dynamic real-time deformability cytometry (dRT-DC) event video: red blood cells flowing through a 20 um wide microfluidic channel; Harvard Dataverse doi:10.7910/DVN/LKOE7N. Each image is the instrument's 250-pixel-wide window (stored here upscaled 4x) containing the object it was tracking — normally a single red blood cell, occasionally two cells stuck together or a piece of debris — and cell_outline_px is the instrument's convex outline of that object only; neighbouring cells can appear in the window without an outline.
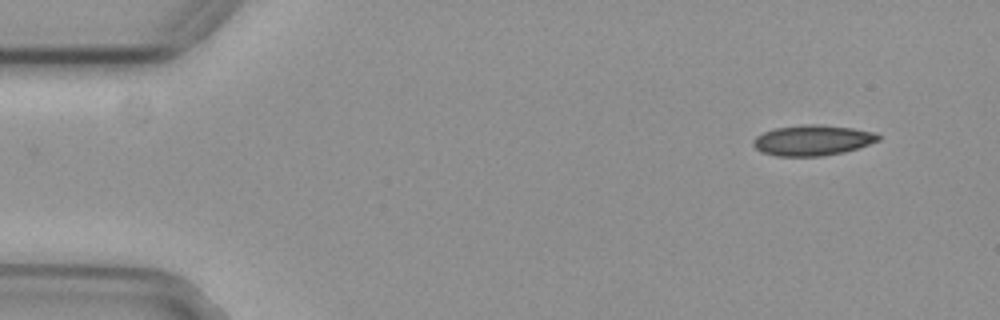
{"species": "common noctule bat (a hibernating species)", "species_latin": "Nyctalus noctula", "temperature_condition": "cold", "stored_images_in_passage": 50, "camera_frame_rate_fps": 3000, "um_per_image_px": 0.085, "animal": {"sex": "female", "body_mass_g": 29.2, "forearm_length_mm": 56.3}, "frame": {"image": 1, "passage_image": 1, "time_ms": 0.0, "image_size_px": [1000, 320], "cell_outline_px": [[880, 140], [844, 152], [820, 156], [776, 156], [760, 152], [752, 144], [752, 140], [756, 136], [764, 132], [776, 128], [804, 124], [820, 124], [852, 128], [876, 132], [880, 136]], "centroid_in_image_um": [69.04, 11.92], "position_along_channel_um": 16.0, "area_um2": 22.25}}
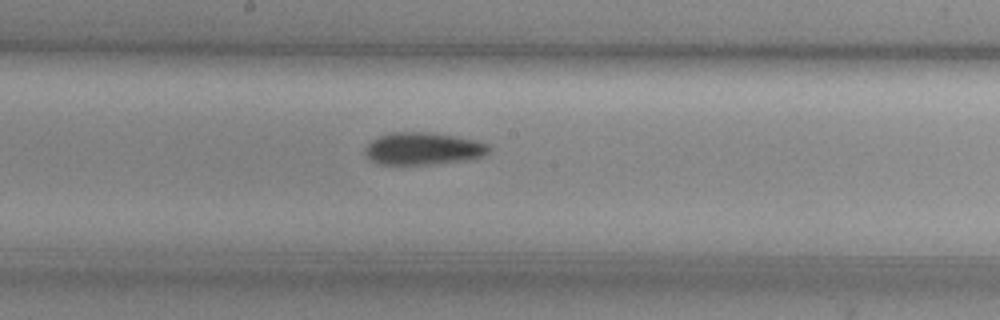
{"frame": {"image": 2, "passage_image": 25, "time_ms": 8.0, "image_size_px": [1000, 320], "cell_outline_px": [[488, 152], [480, 156], [468, 160], [432, 164], [376, 164], [368, 160], [364, 156], [364, 148], [372, 140], [388, 132], [432, 132], [456, 136], [488, 144]], "centroid_in_image_um": [35.87, 12.63], "position_along_channel_um": 212.3, "area_um2": 23.41}}
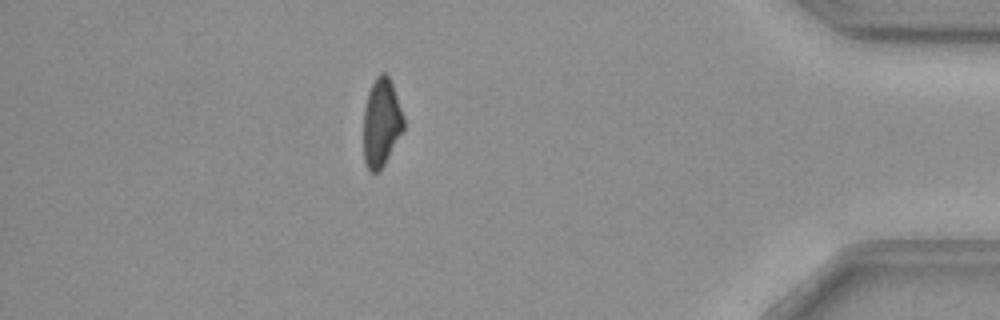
{"frame": {"image": 3, "passage_image": 44, "time_ms": 14.333, "image_size_px": [1000, 320], "cell_outline_px": [[404, 128], [380, 172], [368, 172], [364, 160], [364, 108], [368, 92], [376, 76], [380, 72], [384, 72], [388, 76], [392, 84], [404, 116]], "centroid_in_image_um": [32.41, 10.44], "position_along_channel_um": 402.8, "area_um2": 20.63}}